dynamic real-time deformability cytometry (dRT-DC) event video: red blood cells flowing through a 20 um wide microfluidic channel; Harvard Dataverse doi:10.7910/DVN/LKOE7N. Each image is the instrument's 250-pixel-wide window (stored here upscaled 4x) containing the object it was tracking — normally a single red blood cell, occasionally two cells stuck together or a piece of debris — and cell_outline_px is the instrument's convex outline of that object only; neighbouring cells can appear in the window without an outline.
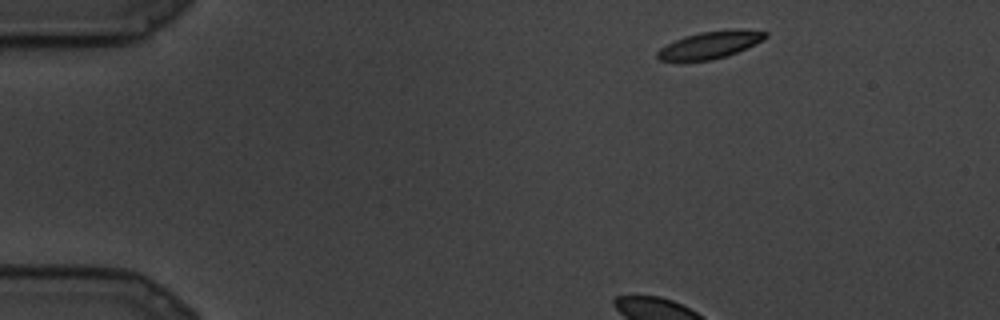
{"species": "common noctule bat (a hibernating species)", "species_latin": "Nyctalus noctula", "temperature_condition": "cold", "stored_images_in_passage": 6, "segment_of_instrument_passage": [1, 2], "camera_frame_rate_fps": 3000, "um_per_image_px": 0.085, "animal": {"sex": "male", "body_mass_g": 19.5, "forearm_length_mm": 54.6}, "frame": {"image": 1, "passage_image": 1, "time_ms": 0.0, "image_size_px": [1000, 320], "cell_outline_px": [[768, 36], [736, 52], [712, 60], [680, 64], [660, 60], [656, 56], [656, 52], [660, 48], [684, 36], [700, 32], [768, 32]], "centroid_in_image_um": [60.11, 3.93], "position_along_channel_um": 24.9, "area_um2": 16.47}}